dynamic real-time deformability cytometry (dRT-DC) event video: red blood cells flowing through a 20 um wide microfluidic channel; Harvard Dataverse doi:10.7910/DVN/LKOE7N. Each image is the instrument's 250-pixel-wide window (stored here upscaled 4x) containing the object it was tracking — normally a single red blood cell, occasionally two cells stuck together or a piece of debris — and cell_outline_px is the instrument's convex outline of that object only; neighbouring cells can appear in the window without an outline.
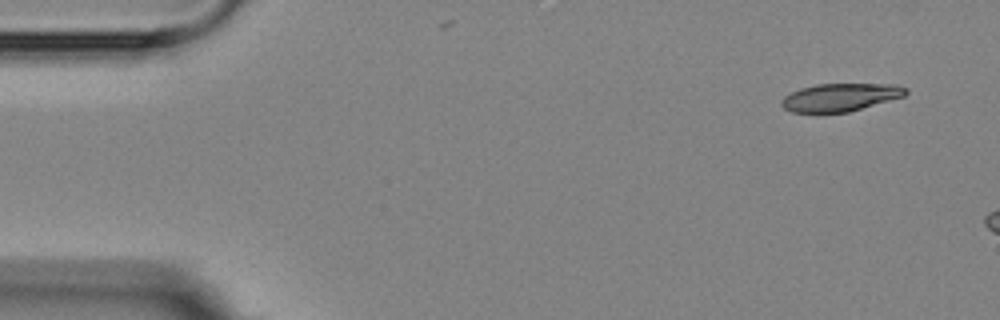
{"species": "Egyptian fruit bat (a non-hibernating species)", "species_latin": "Rousettus aegyptiacus", "temperature_condition": "room temperature", "stored_images_in_passage": 2, "camera_frame_rate_fps": 3000, "um_per_image_px": 0.085, "animal": {"sex": "female"}, "frame": {"image": 1, "passage_image": 1, "time_ms": 0.0, "image_size_px": [1000, 320], "cell_outline_px": [[908, 92], [904, 96], [848, 112], [792, 112], [784, 108], [780, 104], [780, 100], [784, 96], [800, 88], [816, 84], [896, 84], [908, 88]], "centroid_in_image_um": [71.42, 8.26], "position_along_channel_um": 13.6, "area_um2": 20.11}}